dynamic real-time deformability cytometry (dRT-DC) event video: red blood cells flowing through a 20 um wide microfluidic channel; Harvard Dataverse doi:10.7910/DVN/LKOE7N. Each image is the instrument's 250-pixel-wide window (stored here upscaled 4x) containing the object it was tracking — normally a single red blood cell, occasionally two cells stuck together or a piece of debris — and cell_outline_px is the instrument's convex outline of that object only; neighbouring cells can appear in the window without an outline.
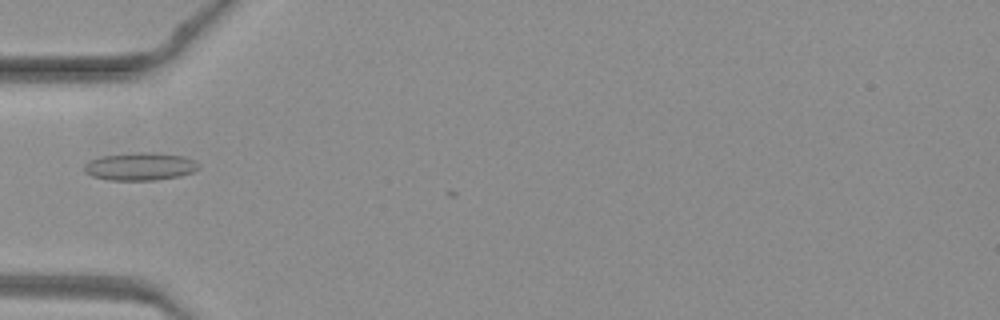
{"species": "common noctule bat (a hibernating species)", "species_latin": "Nyctalus noctula", "temperature_condition": "warm", "stored_images_in_passage": 13, "camera_frame_rate_fps": 3000, "um_per_image_px": 0.085, "animal": {"sex": "female", "body_mass_g": 19.3, "forearm_length_mm": 54.1}, "frame": {"image": 1, "passage_image": 1, "time_ms": 0.0, "image_size_px": [1000, 320], "cell_outline_px": [[200, 168], [192, 172], [180, 176], [156, 180], [108, 180], [92, 176], [84, 172], [84, 164], [88, 160], [100, 156], [136, 152], [152, 152], [184, 156], [196, 160], [200, 164]], "centroid_in_image_um": [11.91, 14.14], "position_along_channel_um": 73.1, "area_um2": 18.84}}
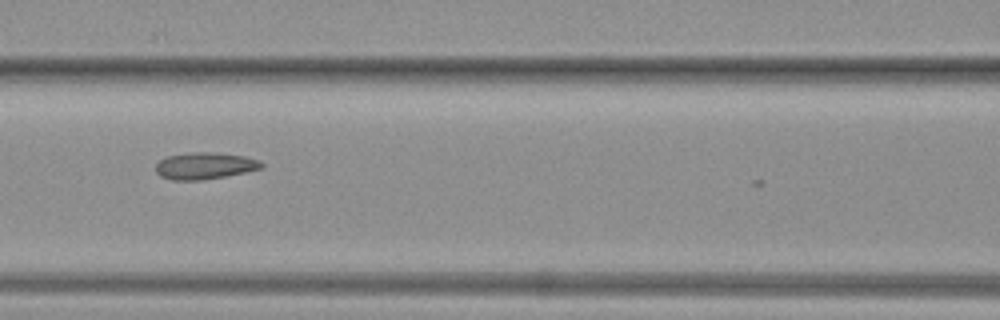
{"frame": {"image": 2, "passage_image": 6, "time_ms": 1.667, "image_size_px": [1000, 320], "cell_outline_px": [[264, 164], [260, 168], [244, 172], [224, 176], [200, 180], [172, 180], [160, 176], [156, 172], [156, 164], [164, 156], [192, 152], [212, 152], [244, 156], [260, 160]], "centroid_in_image_um": [17.36, 14.08], "position_along_channel_um": 149.2, "area_um2": 16.42}}
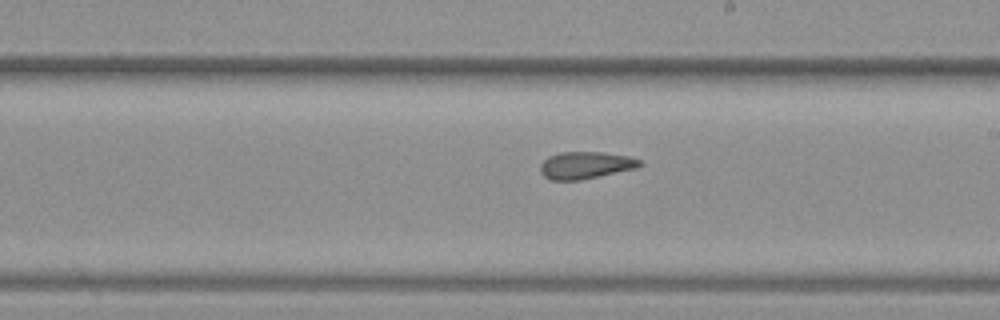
{"frame": {"image": 3, "passage_image": 12, "time_ms": 3.667, "image_size_px": [1000, 320], "cell_outline_px": [[644, 164], [636, 168], [580, 180], [552, 180], [544, 176], [540, 172], [540, 164], [548, 156], [560, 152], [604, 152], [628, 156], [640, 160]], "centroid_in_image_um": [49.76, 14.03], "position_along_channel_um": 239.2, "area_um2": 15.72}}